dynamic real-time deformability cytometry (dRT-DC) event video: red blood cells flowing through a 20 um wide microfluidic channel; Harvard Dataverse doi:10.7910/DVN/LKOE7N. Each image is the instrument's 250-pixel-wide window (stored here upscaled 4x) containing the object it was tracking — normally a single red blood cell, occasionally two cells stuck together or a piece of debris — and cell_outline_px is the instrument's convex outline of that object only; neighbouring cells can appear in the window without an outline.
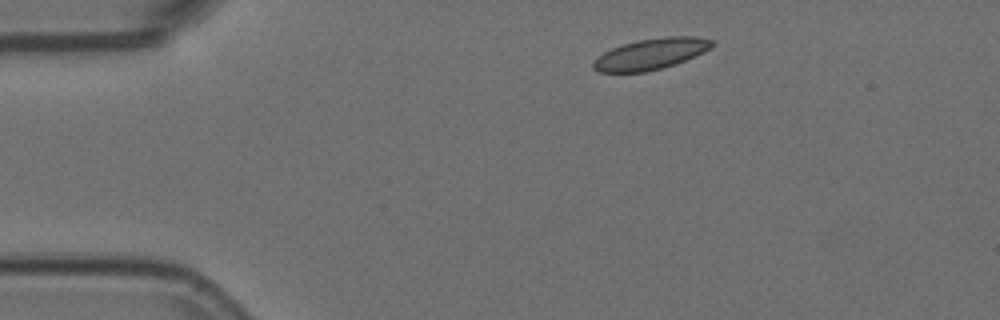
{"species": "Egyptian fruit bat (a non-hibernating species)", "species_latin": "Rousettus aegyptiacus", "temperature_condition": "room temperature", "stored_images_in_passage": 8, "camera_frame_rate_fps": 3000, "um_per_image_px": 0.085, "animal": {"sex": "female"}, "frame": {"image": 1, "passage_image": 1, "time_ms": 0.0, "image_size_px": [1000, 320], "cell_outline_px": [[716, 44], [712, 48], [704, 52], [684, 60], [660, 68], [644, 72], [600, 72], [592, 68], [592, 64], [604, 52], [620, 44], [636, 40], [664, 36], [696, 36], [716, 40]], "centroid_in_image_um": [55.37, 4.55], "position_along_channel_um": 29.6, "area_um2": 21.5}}
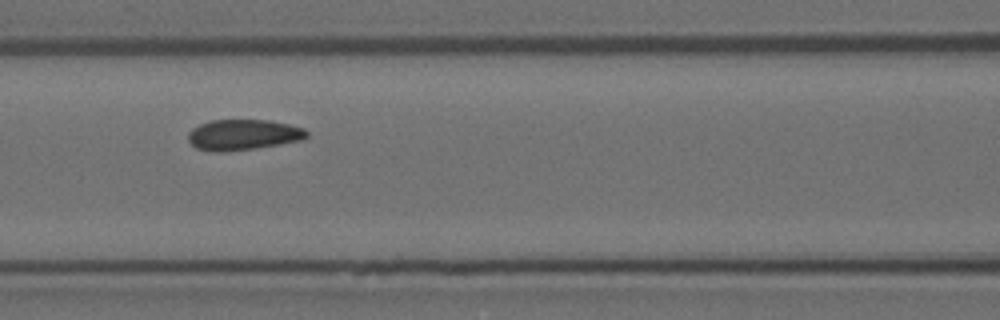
{"frame": {"image": 2, "passage_image": 5, "time_ms": 1.333, "image_size_px": [1000, 320], "cell_outline_px": [[308, 136], [300, 140], [280, 144], [252, 148], [220, 152], [196, 148], [188, 140], [188, 132], [192, 128], [200, 124], [212, 120], [268, 120], [288, 124], [304, 128], [308, 132]], "centroid_in_image_um": [20.66, 11.44], "position_along_channel_um": 145.9, "area_um2": 20.92}}
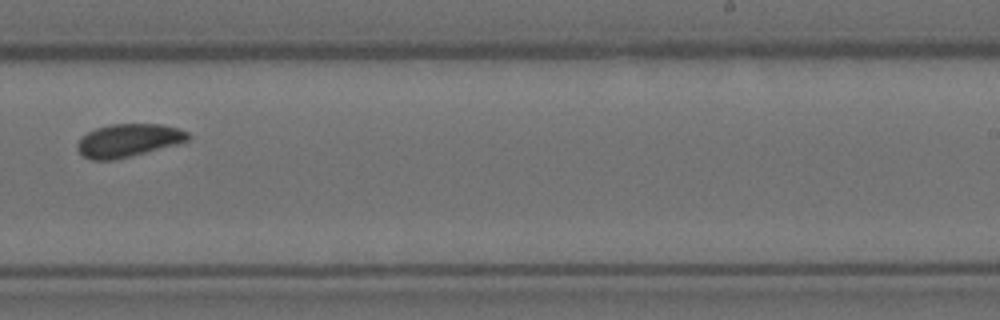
{"frame": {"image": 3, "passage_image": 8, "time_ms": 2.333, "image_size_px": [1000, 320], "cell_outline_px": [[192, 136], [188, 140], [176, 144], [112, 160], [92, 160], [84, 156], [76, 148], [76, 144], [80, 136], [96, 128], [112, 124], [160, 124], [180, 128], [188, 132]], "centroid_in_image_um": [10.89, 11.91], "position_along_channel_um": 278.1, "area_um2": 21.15}}